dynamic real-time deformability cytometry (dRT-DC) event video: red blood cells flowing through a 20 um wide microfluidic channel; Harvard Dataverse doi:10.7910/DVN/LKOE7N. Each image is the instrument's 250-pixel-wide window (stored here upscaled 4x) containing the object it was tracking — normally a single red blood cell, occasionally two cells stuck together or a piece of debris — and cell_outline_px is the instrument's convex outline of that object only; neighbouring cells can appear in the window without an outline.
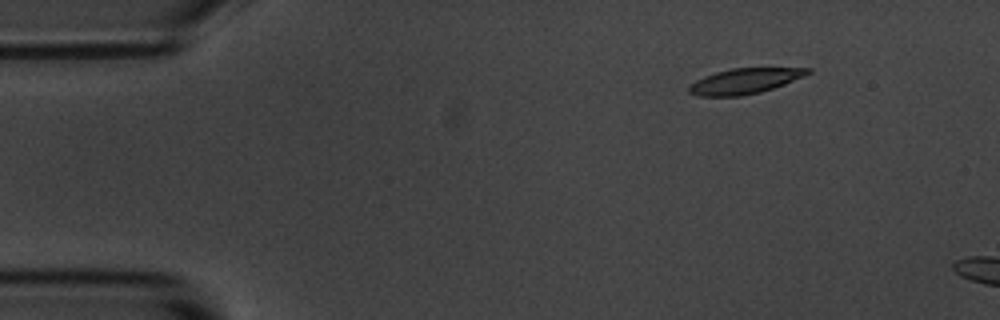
{"species": "common noctule bat (a hibernating species)", "species_latin": "Nyctalus noctula", "temperature_condition": "room temperature", "stored_images_in_passage": 4, "camera_frame_rate_fps": 3000, "um_per_image_px": 0.085, "animal": {"sex": "male", "body_mass_g": 20.1, "forearm_length_mm": 53.5}, "frame": {"image": 1, "passage_image": 2, "time_ms": 1.0, "image_size_px": [1000, 320], "cell_outline_px": [[812, 72], [804, 76], [784, 84], [760, 92], [740, 96], [700, 96], [688, 92], [688, 84], [704, 76], [716, 72], [732, 68], [812, 68]], "centroid_in_image_um": [63.28, 6.89], "position_along_channel_um": 21.7, "area_um2": 17.51}}